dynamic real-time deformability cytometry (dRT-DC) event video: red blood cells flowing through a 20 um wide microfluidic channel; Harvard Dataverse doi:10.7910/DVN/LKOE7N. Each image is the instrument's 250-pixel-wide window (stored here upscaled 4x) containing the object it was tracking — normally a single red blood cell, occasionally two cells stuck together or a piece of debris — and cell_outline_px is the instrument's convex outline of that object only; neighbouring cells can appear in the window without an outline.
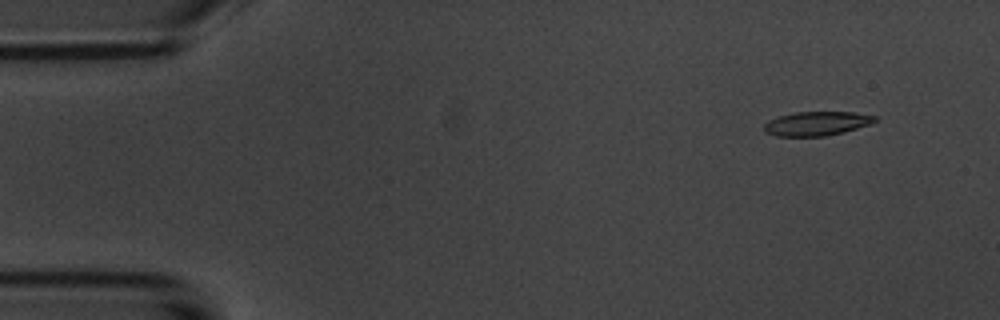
{"species": "common noctule bat (a hibernating species)", "species_latin": "Nyctalus noctula", "temperature_condition": "room temperature", "stored_images_in_passage": 54, "camera_frame_rate_fps": 3000, "um_per_image_px": 0.085, "animal": {"sex": "male", "body_mass_g": 20.1, "forearm_length_mm": 53.5}, "frame": {"image": 1, "passage_image": 5, "time_ms": 1.333, "image_size_px": [1000, 320], "cell_outline_px": [[876, 120], [872, 124], [844, 132], [824, 136], [776, 136], [764, 132], [764, 124], [768, 120], [780, 116], [796, 112], [852, 112], [876, 116]], "centroid_in_image_um": [69.42, 10.5], "position_along_channel_um": 15.6, "area_um2": 15.55}}
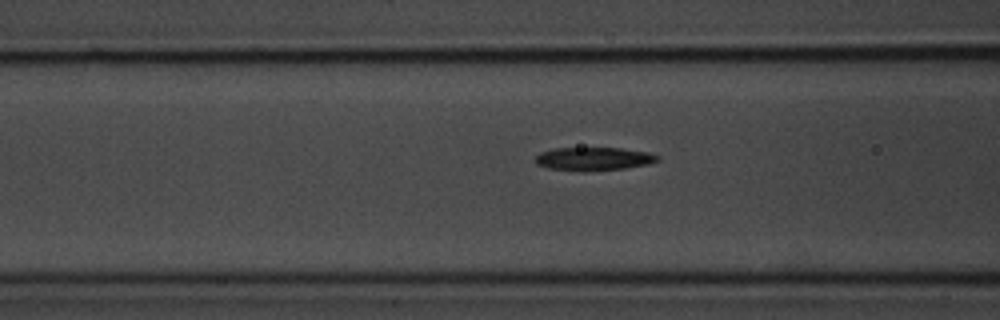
{"frame": {"image": 2, "passage_image": 21, "time_ms": 6.667, "image_size_px": [1000, 320], "cell_outline_px": [[660, 160], [648, 164], [624, 168], [548, 168], [536, 164], [536, 156], [540, 152], [556, 148], [620, 148], [648, 152], [660, 156]], "centroid_in_image_um": [50.52, 13.44], "position_along_channel_um": 116.1, "area_um2": 15.55}}
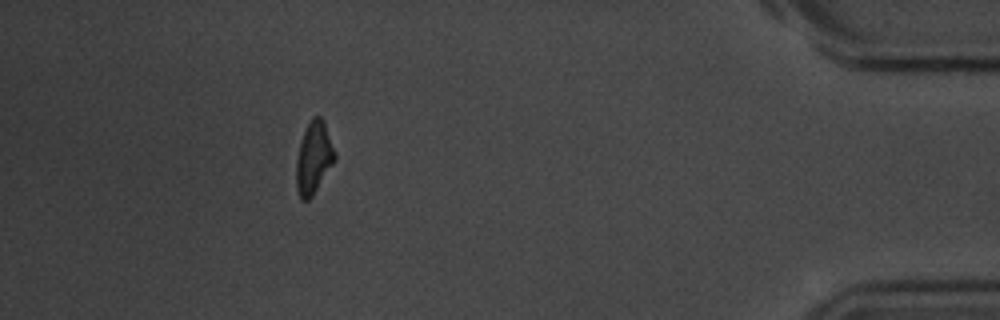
{"frame": {"image": 3, "passage_image": 49, "time_ms": 16.0, "image_size_px": [1000, 320], "cell_outline_px": [[336, 160], [312, 196], [308, 200], [300, 200], [296, 188], [296, 160], [300, 140], [312, 116], [320, 116], [324, 120], [336, 156]], "centroid_in_image_um": [26.65, 13.42], "position_along_channel_um": 408.5, "area_um2": 16.24}, "authors_computed_cell_mechanics": {"area_um2": 16.5886, "velocity_mm_per_s": 3.7199, "shape_relaxation_time_tau1_ms": 3.1297, "shape_relaxation_time_tau2_ms": 3.6197, "deformation_change_tau1": 0.1476, "deformation_change_tau2": 0.127}}